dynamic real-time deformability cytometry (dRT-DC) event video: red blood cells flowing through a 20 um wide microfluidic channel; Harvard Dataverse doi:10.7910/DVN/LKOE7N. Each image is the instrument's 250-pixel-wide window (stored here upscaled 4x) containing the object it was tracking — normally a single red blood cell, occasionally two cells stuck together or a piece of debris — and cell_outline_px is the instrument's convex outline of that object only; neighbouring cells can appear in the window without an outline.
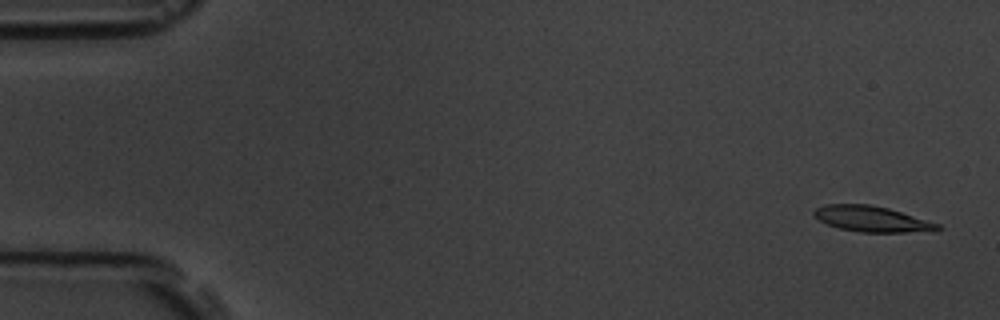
{"species": "common noctule bat (a hibernating species)", "species_latin": "Nyctalus noctula", "temperature_condition": "room temperature", "stored_images_in_passage": 4, "camera_frame_rate_fps": 3000, "um_per_image_px": 0.085, "animal": {"sex": "male", "body_mass_g": 19.5, "forearm_length_mm": 54.6}, "frame": {"image": 1, "passage_image": 1, "time_ms": 0.0, "image_size_px": [1000, 320], "cell_outline_px": [[944, 228], [932, 232], [860, 232], [840, 228], [828, 224], [820, 220], [812, 212], [816, 208], [824, 204], [868, 204], [888, 208], [940, 224]], "centroid_in_image_um": [74.16, 18.62], "position_along_channel_um": 10.8, "area_um2": 18.5}}
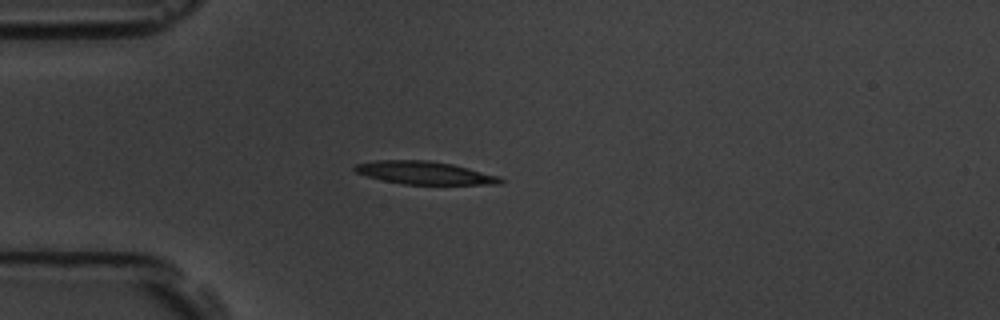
{"frame": {"image": 2, "passage_image": 4, "time_ms": 4.333, "image_size_px": [1000, 320], "cell_outline_px": [[504, 180], [500, 184], [404, 184], [384, 180], [368, 176], [356, 172], [352, 168], [356, 164], [376, 160], [428, 160], [452, 164], [468, 168], [496, 176]], "centroid_in_image_um": [36.04, 14.68], "position_along_channel_um": 49.0, "area_um2": 19.07}}